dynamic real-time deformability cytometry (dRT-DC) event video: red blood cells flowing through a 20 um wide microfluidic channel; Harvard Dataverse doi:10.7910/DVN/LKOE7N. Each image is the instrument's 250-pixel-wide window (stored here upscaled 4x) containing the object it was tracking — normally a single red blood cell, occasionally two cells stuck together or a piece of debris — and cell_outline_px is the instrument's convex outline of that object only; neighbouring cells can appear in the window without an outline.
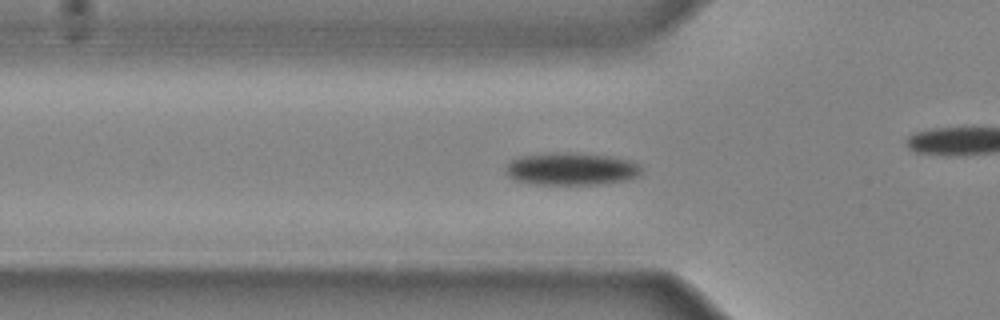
{"species": "common noctule bat (a hibernating species)", "species_latin": "Nyctalus noctula", "temperature_condition": "cold", "stored_images_in_passage": 28, "camera_frame_rate_fps": 3000, "um_per_image_px": 0.085, "animal": {"sex": "male", "body_mass_g": 20.4}, "frame": {"image": 1, "passage_image": 6, "time_ms": 1.667, "image_size_px": [1000, 320], "cell_outline_px": [[640, 176], [628, 180], [600, 184], [532, 184], [516, 180], [508, 176], [504, 172], [508, 160], [520, 156], [548, 152], [568, 152], [608, 156], [628, 160], [636, 164], [640, 168]], "centroid_in_image_um": [48.49, 14.35], "position_along_channel_um": 77.3, "area_um2": 25.89}}
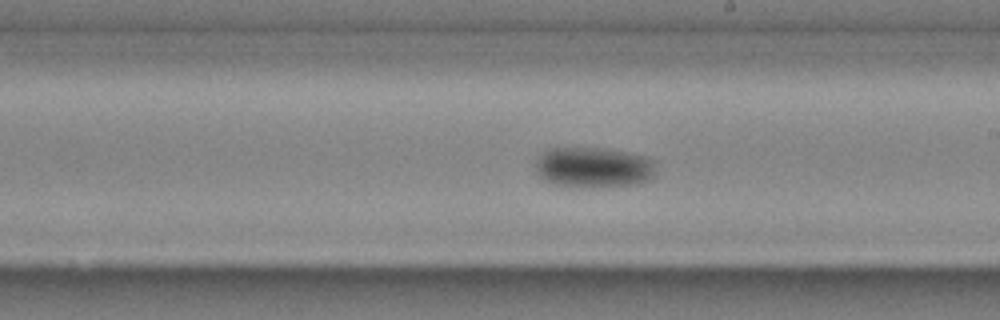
{"frame": {"image": 2, "passage_image": 17, "time_ms": 5.333, "image_size_px": [1000, 320], "cell_outline_px": [[656, 176], [648, 180], [636, 184], [556, 184], [544, 180], [540, 176], [536, 168], [536, 160], [544, 152], [552, 148], [608, 148], [648, 156], [656, 160]], "centroid_in_image_um": [50.55, 14.16], "position_along_channel_um": 238.4, "area_um2": 27.69}}
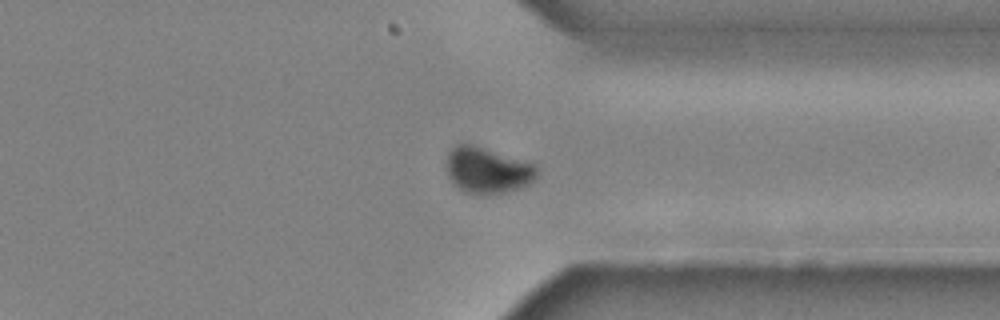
{"frame": {"image": 3, "passage_image": 26, "time_ms": 8.333, "image_size_px": [1000, 320], "cell_outline_px": [[540, 168], [536, 180], [532, 184], [508, 192], [464, 192], [448, 176], [448, 152], [456, 144], [472, 144], [536, 164]], "centroid_in_image_um": [41.52, 14.45], "position_along_channel_um": 369.9, "area_um2": 23.99}}